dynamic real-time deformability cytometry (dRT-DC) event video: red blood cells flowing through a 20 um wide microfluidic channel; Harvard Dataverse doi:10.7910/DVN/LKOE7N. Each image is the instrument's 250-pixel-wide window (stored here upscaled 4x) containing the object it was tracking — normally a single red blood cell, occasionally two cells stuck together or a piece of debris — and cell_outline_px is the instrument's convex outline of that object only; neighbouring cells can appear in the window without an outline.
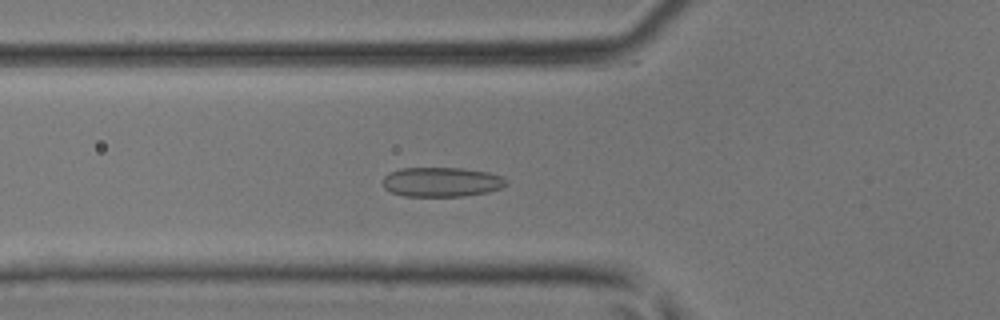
{"species": "common noctule bat (a hibernating species)", "species_latin": "Nyctalus noctula", "temperature_condition": "room temperature", "stored_images_in_passage": 48, "camera_frame_rate_fps": 3000, "um_per_image_px": 0.085, "animal": {"sex": "male", "body_mass_g": 17.9, "forearm_length_mm": 54.2}, "frame": {"image": 1, "passage_image": 18, "time_ms": 5.667, "image_size_px": [1000, 320], "cell_outline_px": [[508, 184], [500, 188], [488, 192], [464, 196], [404, 196], [392, 192], [384, 188], [384, 176], [388, 172], [400, 168], [464, 168], [488, 172], [504, 176], [508, 180]], "centroid_in_image_um": [37.57, 15.46], "position_along_channel_um": 88.2, "area_um2": 21.44}}
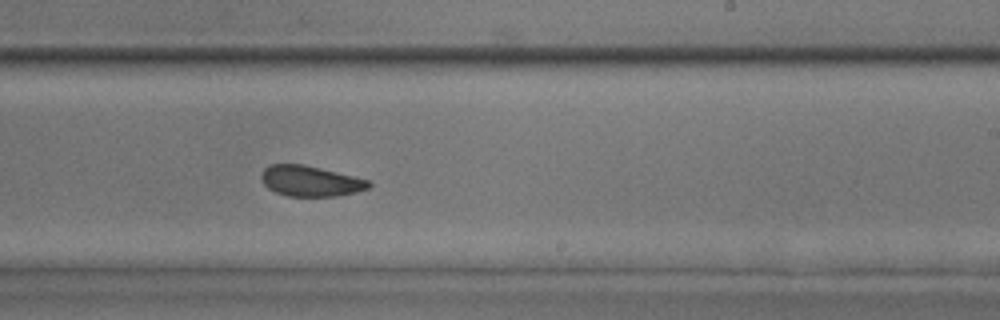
{"frame": {"image": 2, "passage_image": 30, "time_ms": 9.667, "image_size_px": [1000, 320], "cell_outline_px": [[372, 184], [368, 188], [356, 192], [336, 196], [288, 196], [276, 192], [268, 188], [264, 184], [260, 176], [264, 168], [268, 164], [304, 164], [368, 180]], "centroid_in_image_um": [26.35, 15.38], "position_along_channel_um": 262.7, "area_um2": 19.02}}
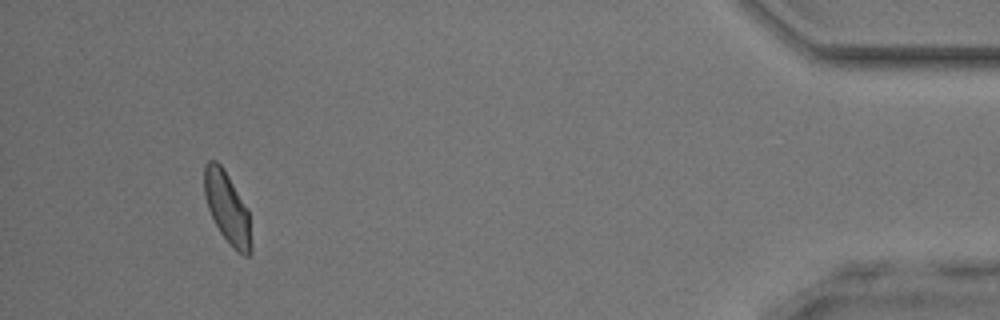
{"frame": {"image": 3, "passage_image": 45, "time_ms": 14.667, "image_size_px": [1000, 320], "cell_outline_px": [[252, 252], [248, 256], [244, 256], [232, 248], [220, 232], [208, 208], [204, 196], [204, 164], [208, 160], [216, 160], [220, 164], [228, 176], [248, 212], [252, 248]], "centroid_in_image_um": [19.3, 17.69], "position_along_channel_um": 415.9, "area_um2": 19.19}}